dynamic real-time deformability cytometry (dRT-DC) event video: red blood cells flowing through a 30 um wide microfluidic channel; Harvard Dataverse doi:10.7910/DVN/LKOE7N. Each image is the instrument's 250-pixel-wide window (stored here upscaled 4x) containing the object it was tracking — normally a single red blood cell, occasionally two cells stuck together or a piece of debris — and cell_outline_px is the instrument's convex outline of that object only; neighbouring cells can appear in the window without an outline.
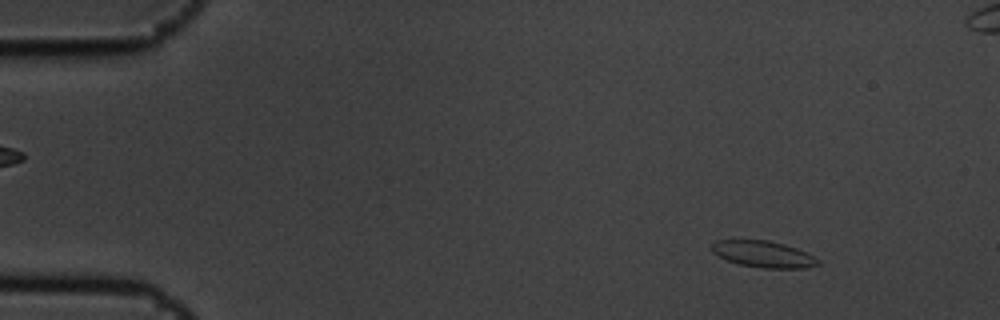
{"species": "common noctule bat (a hibernating species)", "species_latin": "Nyctalus noctula", "temperature_condition": "cold", "stored_images_in_passage": 5, "camera_frame_rate_fps": 3000, "um_per_image_px": 0.085, "animal": {"sex": "male", "body_mass_g": 19.5, "forearm_length_mm": 54.6}, "frame": {"image": 1, "passage_image": 1, "time_ms": 0.0, "image_size_px": [1000, 320], "cell_outline_px": [[820, 264], [804, 268], [764, 268], [740, 264], [728, 260], [712, 252], [712, 244], [716, 240], [768, 240], [784, 244], [796, 248], [820, 260]], "centroid_in_image_um": [64.89, 21.6], "position_along_channel_um": 20.1, "area_um2": 16.13}}
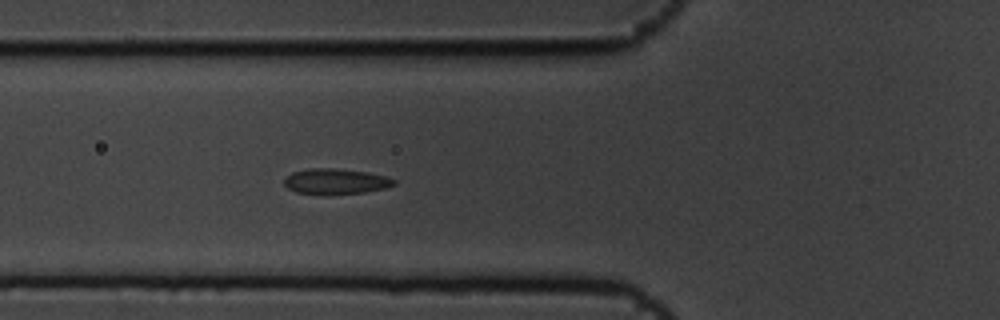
{"frame": {"image": 2, "passage_image": 5, "time_ms": 1.333, "image_size_px": [1000, 320], "cell_outline_px": [[396, 184], [384, 188], [364, 192], [328, 196], [324, 196], [296, 192], [288, 188], [284, 184], [284, 180], [292, 172], [312, 168], [332, 168], [364, 172], [384, 176], [396, 180]], "centroid_in_image_um": [28.5, 15.45], "position_along_channel_um": 97.3, "area_um2": 16.42}}